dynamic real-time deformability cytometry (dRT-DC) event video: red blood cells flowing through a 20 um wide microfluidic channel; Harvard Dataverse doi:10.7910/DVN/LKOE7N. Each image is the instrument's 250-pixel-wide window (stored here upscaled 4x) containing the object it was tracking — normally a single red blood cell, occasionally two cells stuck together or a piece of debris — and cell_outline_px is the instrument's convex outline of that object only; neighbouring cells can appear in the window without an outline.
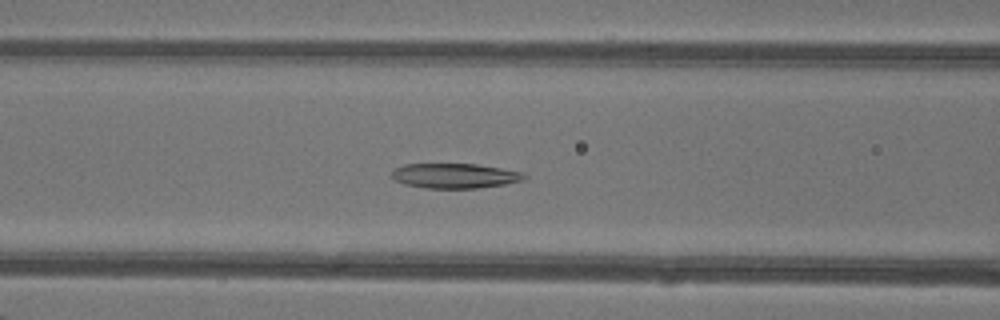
{"species": "common noctule bat (a hibernating species)", "species_latin": "Nyctalus noctula", "temperature_condition": "warm", "stored_images_in_passage": 43, "camera_frame_rate_fps": 3000, "um_per_image_px": 0.085, "animal": {"sex": "female"}, "frame": {"image": 1, "passage_image": 21, "time_ms": 6.667, "image_size_px": [1000, 320], "cell_outline_px": [[528, 176], [524, 180], [504, 184], [476, 188], [424, 188], [404, 184], [396, 180], [392, 176], [392, 168], [404, 164], [476, 164], [524, 172]], "centroid_in_image_um": [38.65, 14.94], "position_along_channel_um": 127.9, "area_um2": 19.25}}
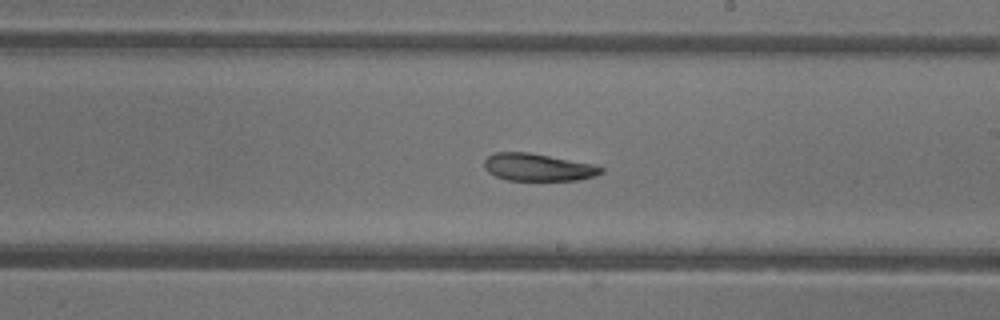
{"frame": {"image": 2, "passage_image": 29, "time_ms": 9.333, "image_size_px": [1000, 320], "cell_outline_px": [[604, 172], [596, 176], [580, 180], [508, 180], [496, 176], [488, 172], [484, 168], [484, 160], [492, 152], [528, 152], [596, 164], [604, 168]], "centroid_in_image_um": [45.76, 14.21], "position_along_channel_um": 243.2, "area_um2": 18.9}}
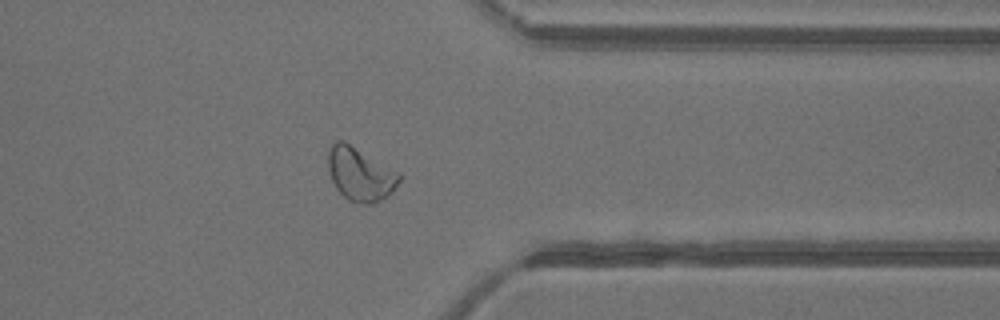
{"frame": {"image": 3, "passage_image": 39, "time_ms": 12.667, "image_size_px": [1000, 320], "cell_outline_px": [[400, 180], [392, 192], [388, 196], [372, 204], [360, 204], [348, 200], [336, 188], [328, 172], [328, 148], [336, 140], [344, 140], [400, 172]], "centroid_in_image_um": [30.61, 14.79], "position_along_channel_um": 380.8, "area_um2": 22.37}}